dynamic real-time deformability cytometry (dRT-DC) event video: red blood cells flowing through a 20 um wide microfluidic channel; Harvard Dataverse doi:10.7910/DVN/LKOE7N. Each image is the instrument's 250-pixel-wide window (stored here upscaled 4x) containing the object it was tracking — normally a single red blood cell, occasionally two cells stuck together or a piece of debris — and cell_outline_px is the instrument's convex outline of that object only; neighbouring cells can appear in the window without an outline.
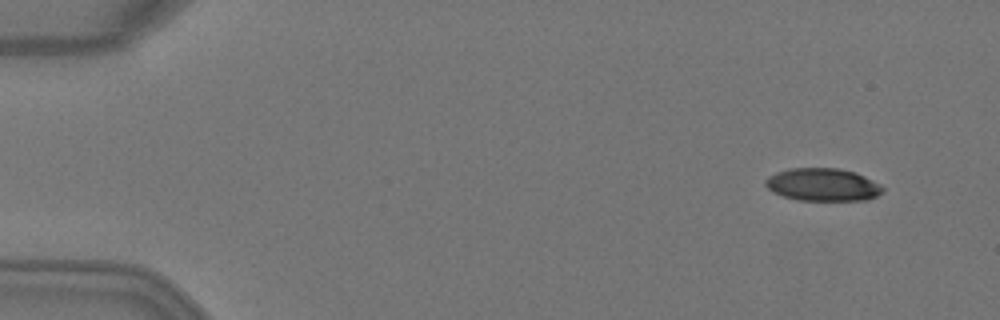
{"species": "Egyptian fruit bat (a non-hibernating species)", "species_latin": "Rousettus aegyptiacus", "temperature_condition": "warm", "stored_images_in_passage": 3, "camera_frame_rate_fps": 3000, "um_per_image_px": 0.085, "animal": {"sex": "female"}, "frame": {"image": 1, "passage_image": 1, "time_ms": 0.0, "image_size_px": [1000, 320], "cell_outline_px": [[884, 192], [868, 200], [796, 200], [772, 192], [764, 184], [764, 180], [768, 176], [776, 172], [788, 168], [840, 168], [856, 172], [880, 184], [884, 188]], "centroid_in_image_um": [69.93, 15.69], "position_along_channel_um": 15.1, "area_um2": 22.6}}